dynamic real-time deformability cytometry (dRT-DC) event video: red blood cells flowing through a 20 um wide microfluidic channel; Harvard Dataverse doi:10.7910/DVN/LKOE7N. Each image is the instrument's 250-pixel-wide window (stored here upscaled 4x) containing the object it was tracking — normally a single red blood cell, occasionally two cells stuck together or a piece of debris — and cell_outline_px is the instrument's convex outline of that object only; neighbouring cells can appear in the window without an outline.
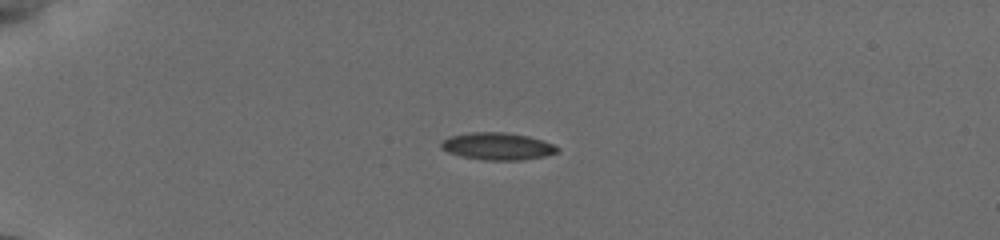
{"species": "common noctule bat (a hibernating species)", "species_latin": "Nyctalus noctula", "temperature_condition": "cold", "stored_images_in_passage": 37, "camera_frame_rate_fps": 3000, "um_per_image_px": 0.085, "animal": {"sex": "female", "body_mass_g": 19.5, "forearm_length_mm": 54.1}, "frame": {"image": 1, "passage_image": 1, "time_ms": 0.0, "image_size_px": [1000, 240], "cell_outline_px": [[560, 152], [544, 156], [520, 160], [484, 160], [460, 156], [448, 152], [440, 148], [440, 144], [448, 136], [468, 132], [504, 132], [528, 136], [544, 140], [560, 148]], "centroid_in_image_um": [42.28, 12.43], "position_along_channel_um": 42.7, "area_um2": 18.61}}
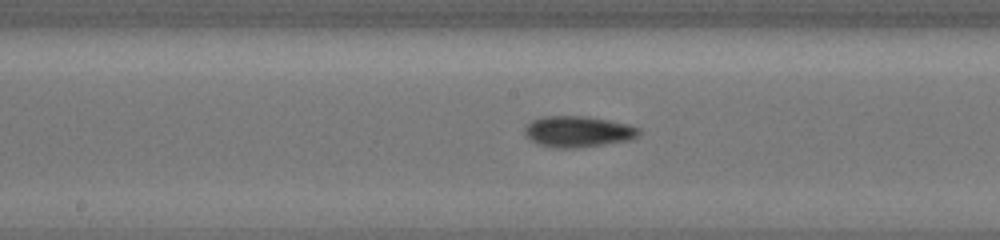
{"frame": {"image": 2, "passage_image": 16, "time_ms": 5.333, "image_size_px": [1000, 240], "cell_outline_px": [[640, 132], [636, 136], [628, 140], [572, 148], [556, 148], [540, 144], [524, 136], [524, 128], [532, 120], [540, 116], [584, 116], [608, 120], [628, 124], [640, 128]], "centroid_in_image_um": [49.08, 11.17], "position_along_channel_um": 199.1, "area_um2": 20.4}}
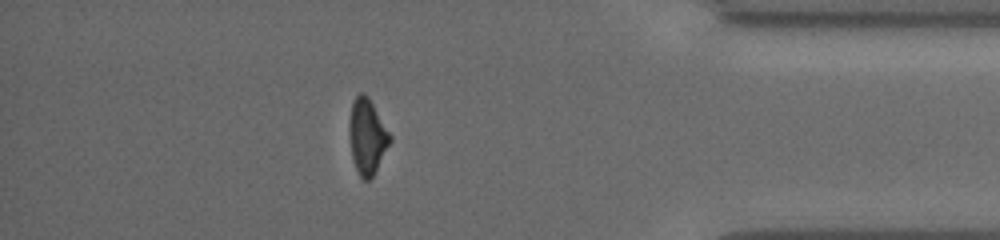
{"frame": {"image": 3, "passage_image": 32, "time_ms": 11.333, "image_size_px": [1000, 240], "cell_outline_px": [[392, 140], [372, 176], [368, 180], [364, 180], [360, 176], [356, 168], [352, 156], [348, 132], [348, 124], [352, 104], [356, 96], [360, 92], [364, 92], [368, 96], [392, 136]], "centroid_in_image_um": [31.2, 11.56], "position_along_channel_um": 404.0, "area_um2": 17.74}, "authors_computed_cell_mechanics": {"area_um2": 18.496, "velocity_mm_per_s": 3.8519, "shape_relaxation_time_tau1_ms": 2.4315, "shape_relaxation_time_tau2_ms": 4.9976, "deformation_change_tau1": 0.1244, "deformation_change_tau2": 0.0958}}